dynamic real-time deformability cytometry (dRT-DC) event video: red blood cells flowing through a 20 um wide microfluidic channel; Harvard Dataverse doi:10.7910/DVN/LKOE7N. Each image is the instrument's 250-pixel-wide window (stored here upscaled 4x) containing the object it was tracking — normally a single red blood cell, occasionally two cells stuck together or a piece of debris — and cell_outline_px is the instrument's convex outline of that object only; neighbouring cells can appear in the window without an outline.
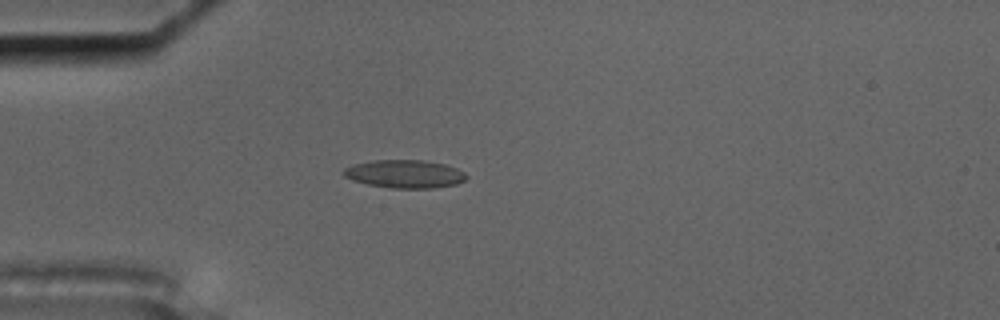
{"species": "common noctule bat (a hibernating species)", "species_latin": "Nyctalus noctula", "temperature_condition": "cold", "stored_images_in_passage": 5, "camera_frame_rate_fps": 3000, "um_per_image_px": 0.085, "animal": {"sex": "male", "body_mass_g": 17.5, "forearm_length_mm": 52.3}, "frame": {"image": 1, "passage_image": 4, "time_ms": 3.333, "image_size_px": [1000, 320], "cell_outline_px": [[468, 176], [464, 180], [456, 184], [432, 188], [392, 188], [368, 184], [352, 180], [344, 176], [340, 172], [344, 168], [352, 164], [372, 160], [424, 160], [444, 164], [456, 168], [464, 172]], "centroid_in_image_um": [34.36, 14.78], "position_along_channel_um": 50.6, "area_um2": 20.17}}